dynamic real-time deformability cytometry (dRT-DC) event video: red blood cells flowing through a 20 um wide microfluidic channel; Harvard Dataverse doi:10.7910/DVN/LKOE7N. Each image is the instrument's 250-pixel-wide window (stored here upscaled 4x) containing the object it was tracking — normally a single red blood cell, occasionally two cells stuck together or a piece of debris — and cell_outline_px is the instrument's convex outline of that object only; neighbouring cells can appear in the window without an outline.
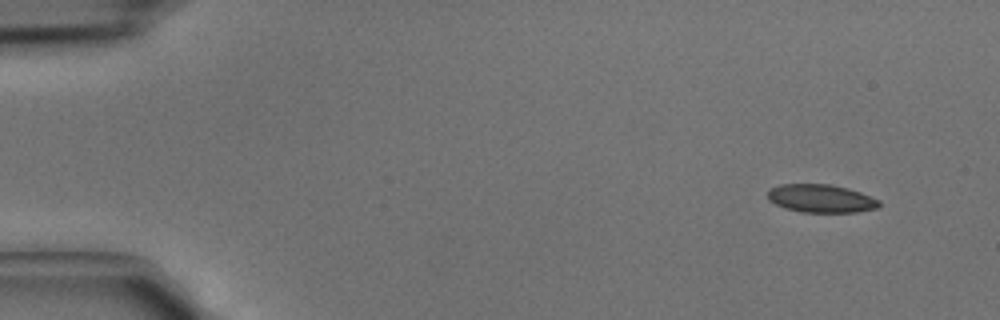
{"species": "common noctule bat (a hibernating species)", "species_latin": "Nyctalus noctula", "temperature_condition": "cold", "stored_images_in_passage": 4, "camera_frame_rate_fps": 3000, "um_per_image_px": 0.085, "animal": {"sex": "male", "body_mass_g": 15.6}, "frame": {"image": 1, "passage_image": 1, "time_ms": 0.0, "image_size_px": [1000, 320], "cell_outline_px": [[880, 204], [876, 208], [856, 212], [800, 212], [784, 208], [768, 200], [768, 192], [772, 188], [780, 184], [828, 184], [848, 188], [860, 192], [880, 200]], "centroid_in_image_um": [69.78, 16.87], "position_along_channel_um": 15.2, "area_um2": 18.21}}
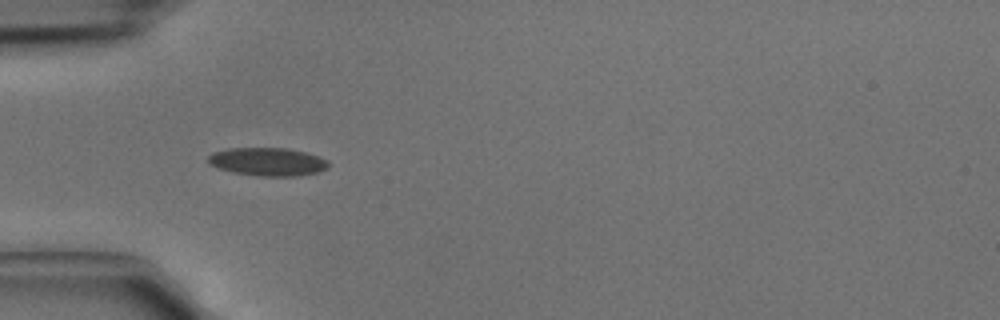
{"frame": {"image": 2, "passage_image": 4, "time_ms": 1.0, "image_size_px": [1000, 320], "cell_outline_px": [[328, 168], [316, 172], [296, 176], [260, 176], [232, 172], [208, 164], [208, 156], [212, 152], [228, 148], [288, 148], [304, 152], [328, 160]], "centroid_in_image_um": [22.72, 13.74], "position_along_channel_um": 62.3, "area_um2": 19.65}}